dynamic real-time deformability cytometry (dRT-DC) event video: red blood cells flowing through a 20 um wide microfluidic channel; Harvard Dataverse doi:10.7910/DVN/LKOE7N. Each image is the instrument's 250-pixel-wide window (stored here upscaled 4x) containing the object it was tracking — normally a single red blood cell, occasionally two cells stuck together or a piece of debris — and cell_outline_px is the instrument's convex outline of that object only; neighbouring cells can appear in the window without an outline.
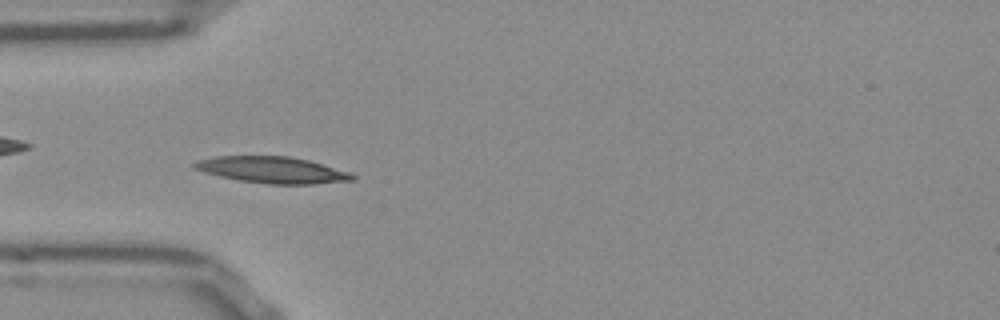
{"species": "Egyptian fruit bat (a non-hibernating species)", "species_latin": "Rousettus aegyptiacus", "temperature_condition": "room temperature", "stored_images_in_passage": 52, "camera_frame_rate_fps": 3000, "um_per_image_px": 0.085, "frame": {"image": 1, "passage_image": 15, "time_ms": 4.667, "image_size_px": [1000, 320], "cell_outline_px": [[356, 180], [316, 184], [268, 184], [240, 180], [220, 176], [204, 172], [192, 168], [192, 164], [200, 160], [216, 156], [288, 156], [308, 160], [348, 172], [356, 176]], "centroid_in_image_um": [23.15, 14.45], "position_along_channel_um": 61.8, "area_um2": 24.16}}
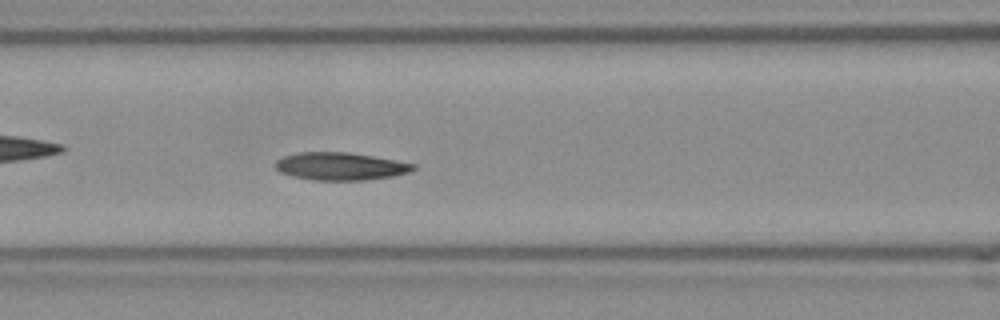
{"frame": {"image": 2, "passage_image": 21, "time_ms": 6.667, "image_size_px": [1000, 320], "cell_outline_px": [[416, 168], [408, 172], [392, 176], [364, 180], [312, 180], [292, 176], [280, 172], [276, 168], [276, 160], [284, 156], [300, 152], [348, 152], [372, 156], [416, 164]], "centroid_in_image_um": [28.92, 14.13], "position_along_channel_um": 137.7, "area_um2": 22.08}}
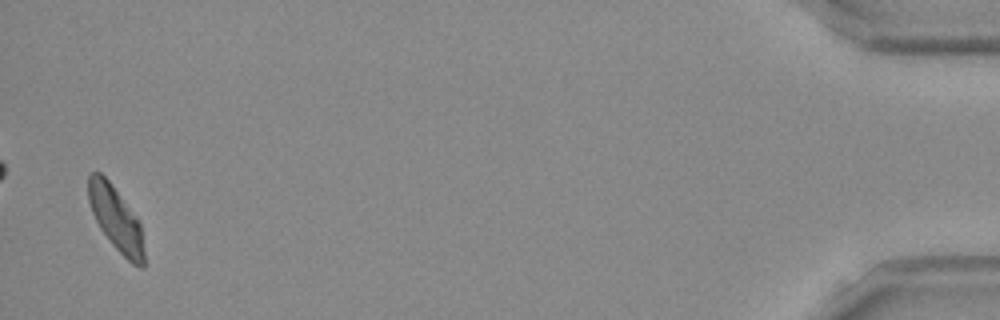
{"frame": {"image": 3, "passage_image": 51, "time_ms": 16.667, "image_size_px": [1000, 320], "cell_outline_px": [[144, 268], [140, 268], [132, 264], [112, 244], [100, 228], [92, 212], [88, 200], [88, 176], [92, 172], [100, 172], [108, 180], [140, 224], [144, 252]], "centroid_in_image_um": [9.83, 18.62], "position_along_channel_um": 425.4, "area_um2": 20.23}, "authors_computed_cell_mechanics": {"area_um2": 21.8484, "velocity_mm_per_s": 3.8059, "shape_relaxation_time_tau1_ms": 3.3381, "shape_relaxation_time_tau2_ms": 3.8883, "deformation_change_tau1": 0.1412, "deformation_change_tau2": 0.0946}}